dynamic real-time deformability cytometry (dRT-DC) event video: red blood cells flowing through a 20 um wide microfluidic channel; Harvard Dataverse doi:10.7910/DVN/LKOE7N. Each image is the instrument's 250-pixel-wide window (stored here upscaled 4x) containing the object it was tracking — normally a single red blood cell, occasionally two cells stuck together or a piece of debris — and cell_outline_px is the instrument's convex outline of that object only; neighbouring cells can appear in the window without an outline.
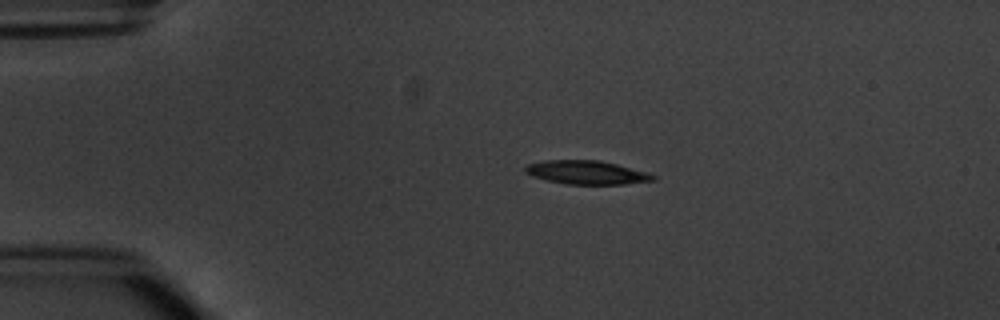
{"species": "common noctule bat (a hibernating species)", "species_latin": "Nyctalus noctula", "temperature_condition": "warm", "stored_images_in_passage": 2, "camera_frame_rate_fps": 3000, "um_per_image_px": 0.085, "animal": {"sex": "male", "body_mass_g": 20.1, "forearm_length_mm": 53.5}, "frame": {"image": 1, "passage_image": 1, "time_ms": 0.0, "image_size_px": [1000, 320], "cell_outline_px": [[656, 180], [624, 184], [568, 184], [548, 180], [532, 176], [524, 172], [524, 168], [528, 164], [544, 160], [600, 160], [648, 172], [656, 176]], "centroid_in_image_um": [49.87, 14.65], "position_along_channel_um": 35.1, "area_um2": 17.57}}